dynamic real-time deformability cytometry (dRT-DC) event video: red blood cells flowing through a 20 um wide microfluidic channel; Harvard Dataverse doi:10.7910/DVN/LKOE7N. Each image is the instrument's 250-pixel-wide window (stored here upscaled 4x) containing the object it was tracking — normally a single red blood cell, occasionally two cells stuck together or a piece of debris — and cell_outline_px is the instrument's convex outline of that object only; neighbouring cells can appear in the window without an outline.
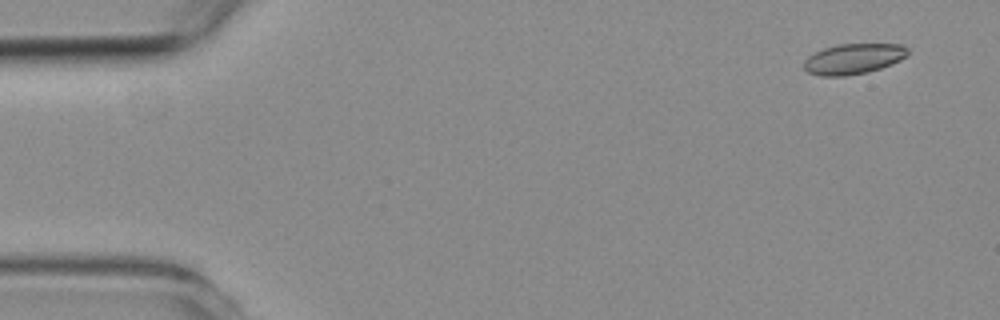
{"species": "common noctule bat (a hibernating species)", "species_latin": "Nyctalus noctula", "temperature_condition": "room temperature", "stored_images_in_passage": 2, "camera_frame_rate_fps": 3000, "um_per_image_px": 0.085, "animal": {"sex": "female", "body_mass_g": 19.3, "forearm_length_mm": 54.1}, "frame": {"image": 1, "passage_image": 1, "time_ms": 0.0, "image_size_px": [1000, 320], "cell_outline_px": [[908, 56], [900, 60], [880, 68], [868, 72], [844, 76], [820, 76], [808, 72], [804, 68], [804, 60], [808, 56], [824, 48], [840, 44], [900, 44], [908, 48]], "centroid_in_image_um": [72.54, 5.0], "position_along_channel_um": 12.5, "area_um2": 18.38}}